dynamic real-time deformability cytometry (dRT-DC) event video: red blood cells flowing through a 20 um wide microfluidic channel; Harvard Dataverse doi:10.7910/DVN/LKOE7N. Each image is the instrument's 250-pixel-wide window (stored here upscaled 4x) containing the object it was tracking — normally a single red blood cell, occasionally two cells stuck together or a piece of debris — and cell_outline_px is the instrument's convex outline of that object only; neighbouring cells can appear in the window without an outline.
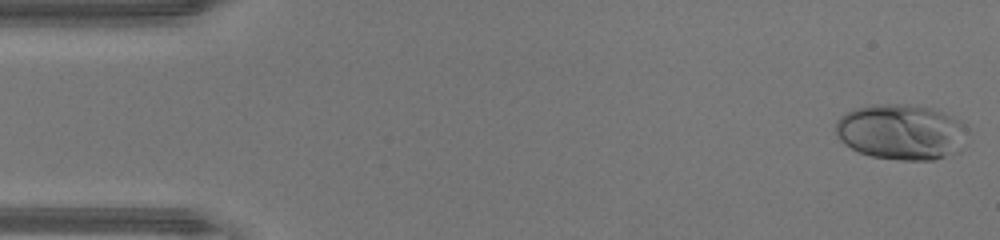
{"species": "human", "species_latin": "Homo sapiens", "temperature_condition": "warm", "stored_images_in_passage": 46, "camera_frame_rate_fps": 3000, "um_per_image_px": 0.085, "donor": {"sex": "male"}, "frame": {"image": 1, "passage_image": 1, "time_ms": 0.0, "image_size_px": [1000, 240], "cell_outline_px": [[968, 128], [960, 152], [932, 160], [900, 160], [872, 156], [860, 152], [844, 144], [840, 140], [836, 132], [836, 120], [840, 116], [856, 108], [872, 104], [908, 104], [932, 108], [944, 112], [960, 120]], "centroid_in_image_um": [76.63, 11.21], "position_along_channel_um": 8.4, "area_um2": 42.95}}
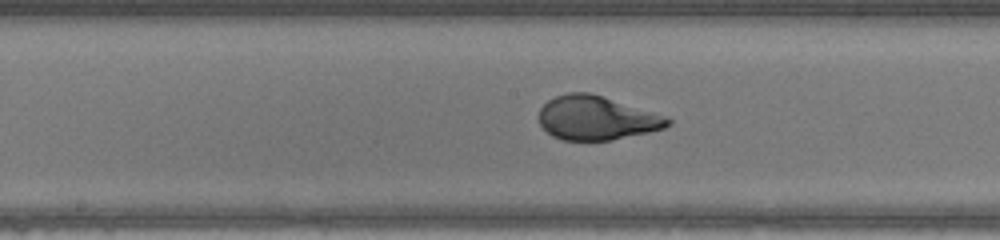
{"frame": {"image": 2, "passage_image": 23, "time_ms": 7.333, "image_size_px": [1000, 240], "cell_outline_px": [[672, 124], [664, 128], [648, 132], [612, 140], [564, 140], [552, 136], [540, 124], [540, 108], [548, 100], [556, 96], [568, 92], [588, 92], [664, 116], [672, 120]], "centroid_in_image_um": [50.68, 10.04], "position_along_channel_um": 197.5, "area_um2": 32.43}}
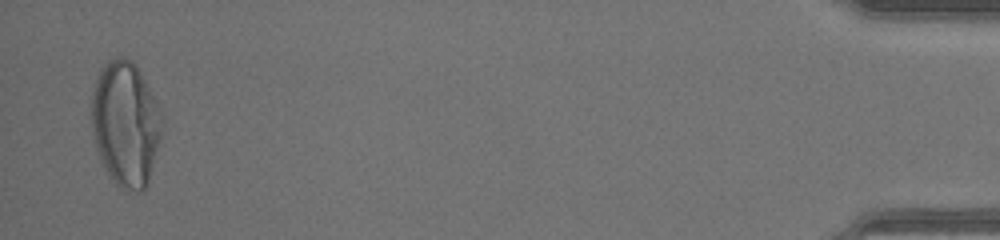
{"frame": {"image": 3, "passage_image": 45, "time_ms": 14.667, "image_size_px": [1000, 240], "cell_outline_px": [[164, 124], [148, 184], [140, 192], [124, 192], [116, 184], [104, 168], [100, 160], [96, 148], [92, 132], [92, 88], [96, 76], [100, 68], [108, 60], [116, 56], [124, 56], [132, 60], [136, 64], [160, 108], [164, 116]], "centroid_in_image_um": [10.68, 10.51], "position_along_channel_um": 424.5, "area_um2": 52.19}, "authors_computed_cell_mechanics": {"area_um2": 34.9112, "velocity_mm_per_s": 4.423, "shape_relaxation_time_tau1_ms": 4.2853, "shape_relaxation_time_tau2_ms": null, "deformation_change_tau1": 0.2458, "deformation_change_tau2": null}}